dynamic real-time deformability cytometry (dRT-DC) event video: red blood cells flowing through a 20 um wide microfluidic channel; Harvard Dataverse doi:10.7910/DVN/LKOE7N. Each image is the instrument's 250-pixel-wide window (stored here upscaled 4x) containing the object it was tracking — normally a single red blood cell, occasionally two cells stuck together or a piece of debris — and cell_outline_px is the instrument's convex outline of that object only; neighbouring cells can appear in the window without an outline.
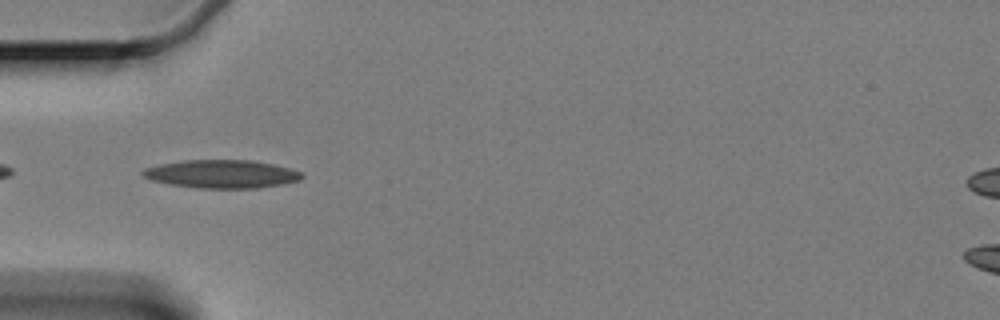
{"species": "Egyptian fruit bat (a non-hibernating species)", "species_latin": "Rousettus aegyptiacus", "temperature_condition": "cold", "stored_images_in_passage": 20, "camera_frame_rate_fps": 3000, "um_per_image_px": 0.085, "animal": {"sex": "female"}, "frame": {"image": 1, "passage_image": 1, "time_ms": 0.0, "image_size_px": [1000, 320], "cell_outline_px": [[304, 176], [300, 180], [280, 184], [256, 188], [196, 188], [168, 184], [152, 180], [144, 176], [140, 172], [144, 168], [160, 164], [184, 160], [252, 160], [272, 164], [288, 168], [300, 172]], "centroid_in_image_um": [18.8, 14.79], "position_along_channel_um": 66.2, "area_um2": 26.01}}
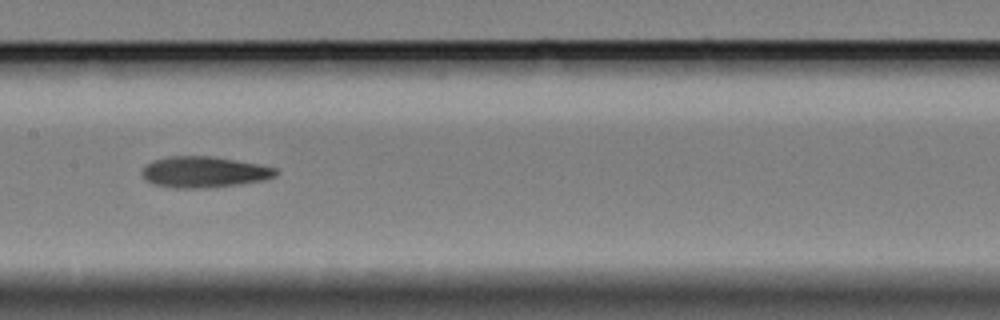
{"frame": {"image": 2, "passage_image": 12, "time_ms": 3.667, "image_size_px": [1000, 320], "cell_outline_px": [[280, 172], [276, 176], [264, 180], [208, 188], [176, 188], [152, 184], [144, 176], [144, 168], [152, 160], [168, 156], [212, 156], [260, 164], [276, 168]], "centroid_in_image_um": [17.39, 14.61], "position_along_channel_um": 190.0, "area_um2": 24.1}}
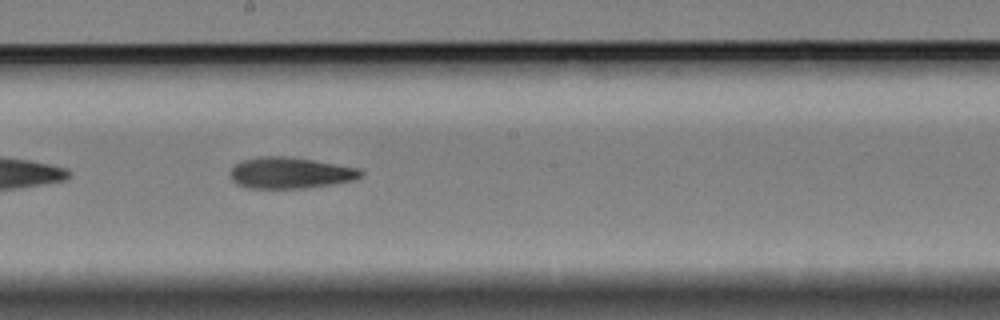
{"frame": {"image": 3, "passage_image": 15, "time_ms": 4.667, "image_size_px": [1000, 320], "cell_outline_px": [[364, 172], [356, 180], [332, 184], [304, 188], [248, 188], [236, 184], [232, 180], [232, 168], [240, 160], [256, 156], [288, 156], [360, 168]], "centroid_in_image_um": [24.67, 14.69], "position_along_channel_um": 223.5, "area_um2": 23.81}}